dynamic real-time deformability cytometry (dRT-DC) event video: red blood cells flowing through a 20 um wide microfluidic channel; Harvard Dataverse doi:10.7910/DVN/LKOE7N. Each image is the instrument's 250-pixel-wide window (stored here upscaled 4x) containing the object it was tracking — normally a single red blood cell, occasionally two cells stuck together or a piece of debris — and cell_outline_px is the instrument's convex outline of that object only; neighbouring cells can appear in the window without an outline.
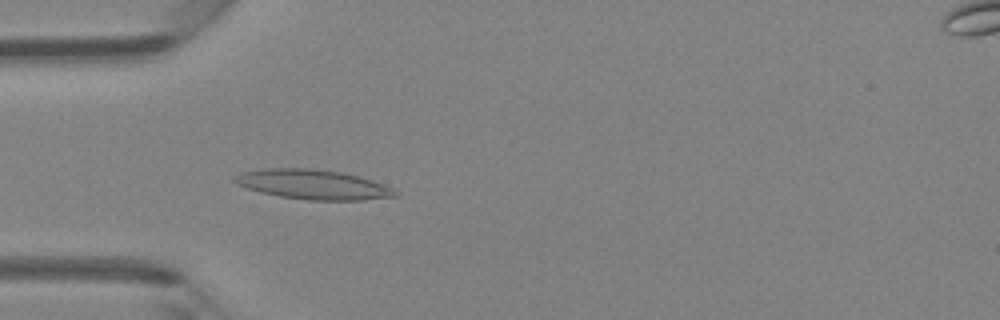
{"species": "Egyptian fruit bat (a non-hibernating species)", "species_latin": "Rousettus aegyptiacus", "temperature_condition": "room temperature", "stored_images_in_passage": 45, "camera_frame_rate_fps": 3000, "um_per_image_px": 0.085, "animal": {"sex": "female"}, "frame": {"image": 1, "passage_image": 13, "time_ms": 4.0, "image_size_px": [1000, 320], "cell_outline_px": [[400, 196], [364, 200], [308, 200], [280, 196], [260, 192], [236, 184], [232, 180], [236, 176], [244, 172], [268, 168], [308, 168], [340, 172], [360, 176], [392, 188], [400, 192]], "centroid_in_image_um": [26.66, 15.69], "position_along_channel_um": 58.3, "area_um2": 27.63}}
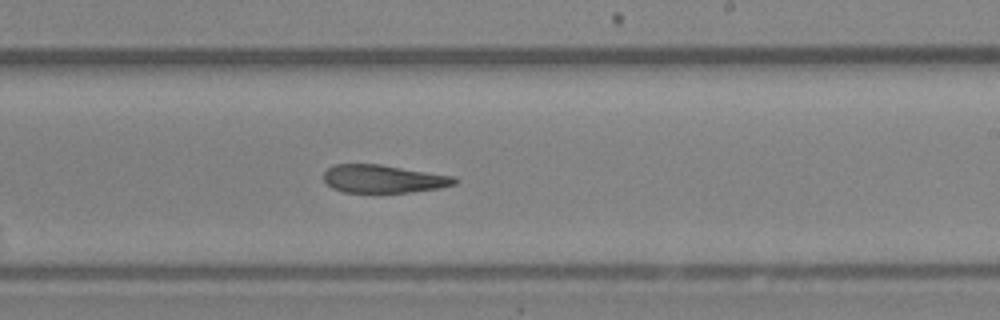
{"frame": {"image": 2, "passage_image": 27, "time_ms": 8.667, "image_size_px": [1000, 320], "cell_outline_px": [[460, 180], [456, 184], [440, 188], [412, 192], [344, 192], [332, 188], [324, 180], [324, 172], [328, 168], [336, 164], [380, 164], [456, 176]], "centroid_in_image_um": [32.65, 15.2], "position_along_channel_um": 256.4, "area_um2": 21.5}}
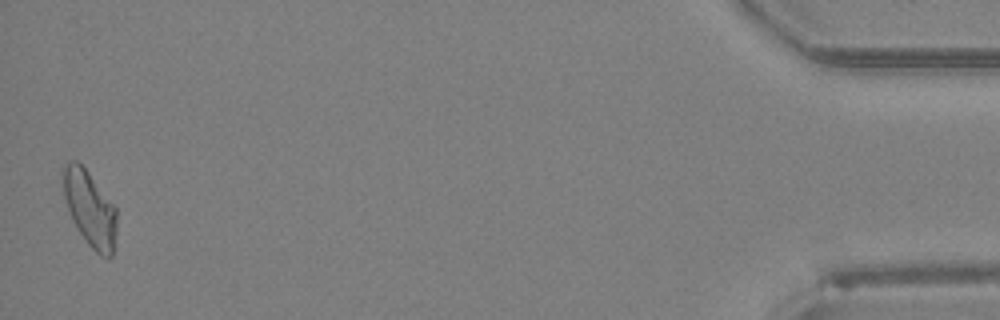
{"frame": {"image": 3, "passage_image": 45, "time_ms": 14.667, "image_size_px": [1000, 320], "cell_outline_px": [[116, 232], [112, 256], [108, 260], [100, 256], [88, 244], [72, 220], [64, 196], [60, 172], [64, 164], [72, 160], [76, 160], [88, 172], [116, 208]], "centroid_in_image_um": [7.61, 17.73], "position_along_channel_um": 427.6, "area_um2": 23.58}}